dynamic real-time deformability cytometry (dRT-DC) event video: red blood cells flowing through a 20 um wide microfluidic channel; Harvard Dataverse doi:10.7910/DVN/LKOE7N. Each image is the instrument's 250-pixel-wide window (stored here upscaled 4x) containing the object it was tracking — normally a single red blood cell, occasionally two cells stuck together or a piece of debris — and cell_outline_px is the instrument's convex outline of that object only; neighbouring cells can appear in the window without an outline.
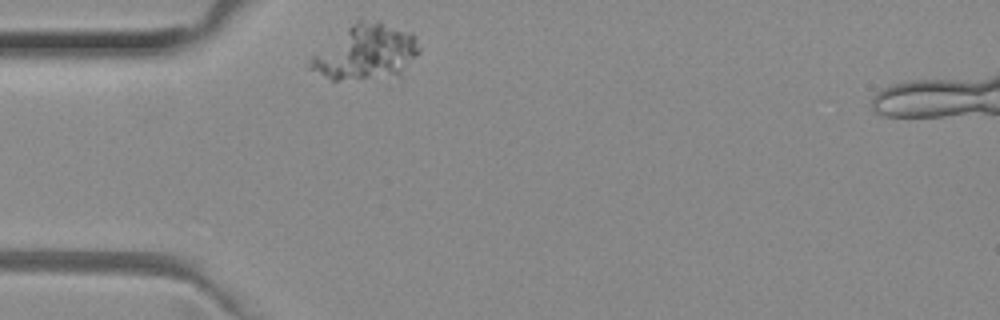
{"species": "common noctule bat (a hibernating species)", "species_latin": "Nyctalus noctula", "temperature_condition": "room temperature", "stored_images_in_passage": 30, "camera_frame_rate_fps": 3000, "um_per_image_px": 0.085, "animal": {"sex": "female", "body_mass_g": 29.2, "forearm_length_mm": 56.3}, "frame": {"image": 1, "passage_image": 1, "time_ms": 0.0, "image_size_px": [1000, 320], "cell_outline_px": [[420, 52], [400, 76], [340, 80], [332, 80], [308, 68], [308, 60], [312, 56], [356, 20], [380, 20], [412, 32], [416, 36], [420, 48]], "centroid_in_image_um": [31.16, 4.43], "position_along_channel_um": 53.8, "area_um2": 35.08}}
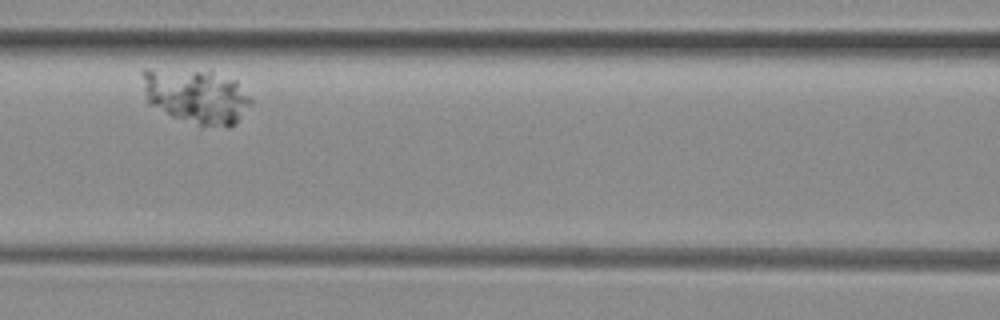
{"frame": {"image": 2, "passage_image": 10, "time_ms": 3.0, "image_size_px": [1000, 320], "cell_outline_px": [[252, 100], [236, 124], [228, 128], [200, 128], [172, 116], [148, 104], [144, 100], [140, 72], [144, 68], [148, 68], [212, 72], [236, 80]], "centroid_in_image_um": [16.62, 8.21], "position_along_channel_um": 150.0, "area_um2": 35.37}}
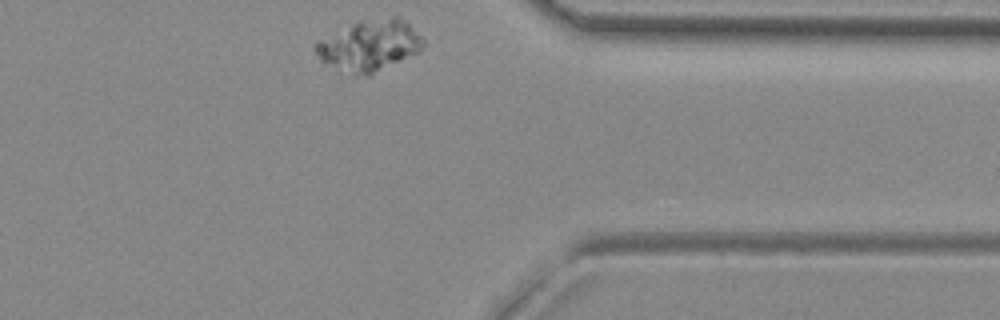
{"frame": {"image": 3, "passage_image": 30, "time_ms": 9.667, "image_size_px": [1000, 320], "cell_outline_px": [[424, 44], [416, 52], [372, 76], [364, 76], [340, 72], [320, 60], [316, 52], [316, 44], [320, 40], [352, 24], [396, 16], [400, 16], [424, 40]], "centroid_in_image_um": [31.4, 3.93], "position_along_channel_um": 380.0, "area_um2": 31.21}}